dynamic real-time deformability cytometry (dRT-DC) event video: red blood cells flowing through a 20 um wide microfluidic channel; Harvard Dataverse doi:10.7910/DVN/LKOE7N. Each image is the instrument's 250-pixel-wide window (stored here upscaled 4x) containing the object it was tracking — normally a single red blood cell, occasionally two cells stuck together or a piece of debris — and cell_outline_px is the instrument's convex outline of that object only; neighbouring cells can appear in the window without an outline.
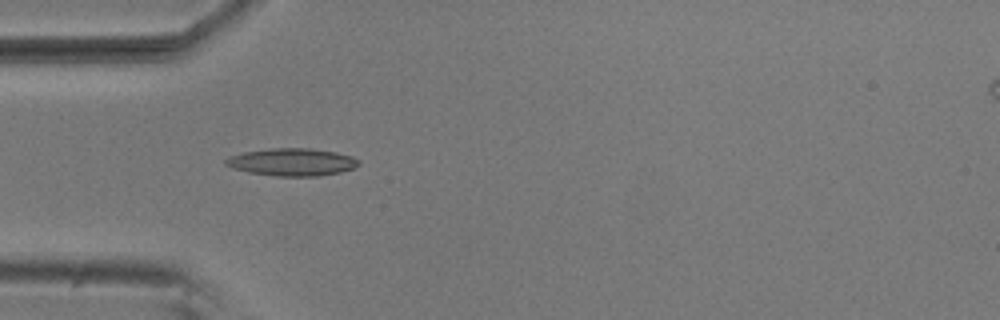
{"species": "common noctule bat (a hibernating species)", "species_latin": "Nyctalus noctula", "temperature_condition": "room temperature", "stored_images_in_passage": 5, "camera_frame_rate_fps": 3000, "um_per_image_px": 0.085, "animal": {"sex": "male", "body_mass_g": 20.5, "forearm_length_mm": 52.5}, "frame": {"image": 1, "passage_image": 4, "time_ms": 1.0, "image_size_px": [1000, 320], "cell_outline_px": [[360, 164], [352, 168], [340, 172], [320, 176], [276, 176], [248, 172], [232, 168], [224, 164], [224, 160], [228, 156], [244, 152], [268, 148], [312, 148], [336, 152], [352, 156], [360, 160]], "centroid_in_image_um": [24.81, 13.77], "position_along_channel_um": 60.2, "area_um2": 21.5}}
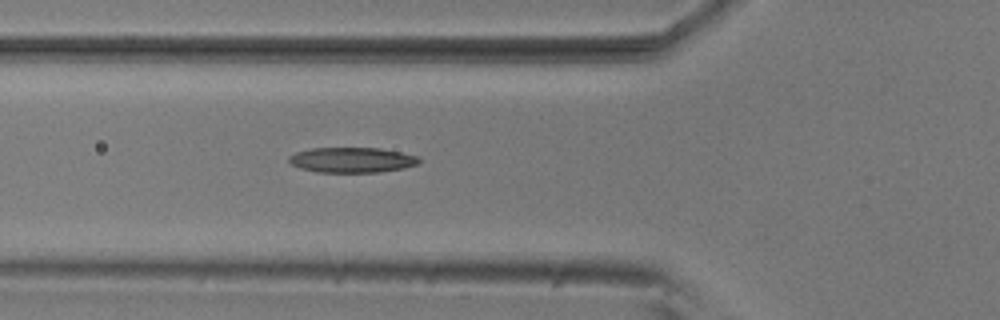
{"frame": {"image": 2, "passage_image": 5, "time_ms": 1.333, "image_size_px": [1000, 320], "cell_outline_px": [[420, 164], [404, 168], [380, 172], [316, 172], [300, 168], [292, 164], [288, 160], [288, 156], [296, 152], [312, 148], [380, 148], [400, 152], [416, 156], [420, 160]], "centroid_in_image_um": [29.91, 13.6], "position_along_channel_um": 95.9, "area_um2": 19.13}}